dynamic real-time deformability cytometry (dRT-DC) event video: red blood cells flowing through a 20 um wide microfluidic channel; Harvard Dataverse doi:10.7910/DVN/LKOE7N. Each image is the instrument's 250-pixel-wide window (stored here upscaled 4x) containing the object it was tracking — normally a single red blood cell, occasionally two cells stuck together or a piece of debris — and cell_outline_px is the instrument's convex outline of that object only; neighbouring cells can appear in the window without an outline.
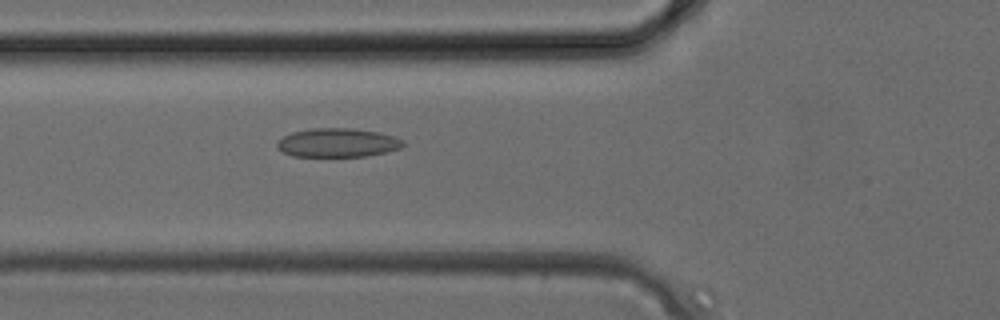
{"species": "common noctule bat (a hibernating species)", "species_latin": "Nyctalus noctula", "temperature_condition": "cold", "stored_images_in_passage": 11, "camera_frame_rate_fps": 3000, "um_per_image_px": 0.085, "animal": {"sex": "female", "body_mass_g": 24.6, "forearm_length_mm": 56.2}, "frame": {"image": 1, "passage_image": 10, "time_ms": 3.0, "image_size_px": [1000, 320], "cell_outline_px": [[404, 144], [400, 148], [368, 156], [292, 156], [284, 152], [276, 144], [276, 140], [292, 132], [312, 128], [352, 128], [380, 132], [404, 140]], "centroid_in_image_um": [28.69, 12.12], "position_along_channel_um": 97.1, "area_um2": 21.1}}